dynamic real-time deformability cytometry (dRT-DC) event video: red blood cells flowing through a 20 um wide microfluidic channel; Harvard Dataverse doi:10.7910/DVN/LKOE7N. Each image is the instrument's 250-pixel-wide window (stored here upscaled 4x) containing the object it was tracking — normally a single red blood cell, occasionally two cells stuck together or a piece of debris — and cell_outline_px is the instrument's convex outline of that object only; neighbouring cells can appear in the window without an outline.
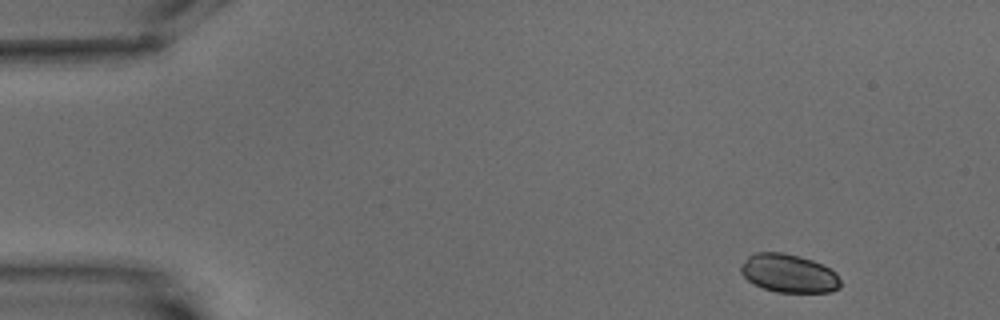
{"species": "common noctule bat (a hibernating species)", "species_latin": "Nyctalus noctula", "temperature_condition": "warm", "stored_images_in_passage": 10, "camera_frame_rate_fps": 3000, "um_per_image_px": 0.085, "animal": {"sex": "male", "body_mass_g": 15.6}, "frame": {"image": 1, "passage_image": 1, "time_ms": 0.0, "image_size_px": [1000, 320], "cell_outline_px": [[840, 288], [832, 292], [776, 292], [752, 284], [740, 272], [740, 264], [748, 256], [756, 252], [784, 252], [800, 256], [812, 260], [836, 272], [840, 280]], "centroid_in_image_um": [67.02, 23.23], "position_along_channel_um": 18.0, "area_um2": 22.43}}
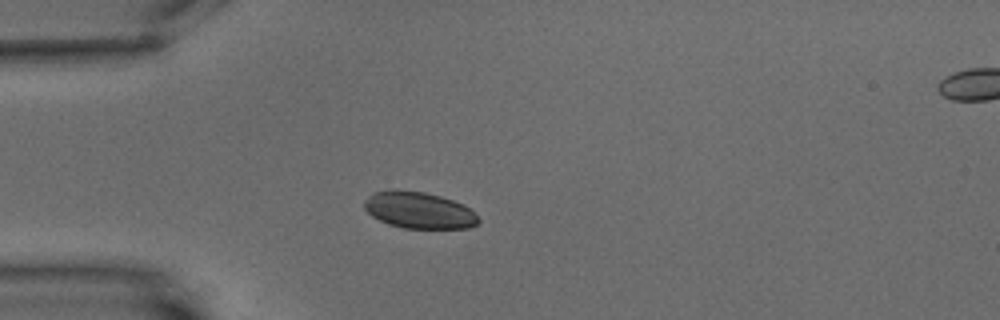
{"frame": {"image": 2, "passage_image": 4, "time_ms": 3.667, "image_size_px": [1000, 320], "cell_outline_px": [[480, 224], [468, 228], [404, 228], [388, 224], [372, 216], [364, 208], [364, 200], [372, 192], [396, 188], [424, 192], [440, 196], [464, 204], [480, 220]], "centroid_in_image_um": [35.58, 17.85], "position_along_channel_um": 49.4, "area_um2": 24.51}}